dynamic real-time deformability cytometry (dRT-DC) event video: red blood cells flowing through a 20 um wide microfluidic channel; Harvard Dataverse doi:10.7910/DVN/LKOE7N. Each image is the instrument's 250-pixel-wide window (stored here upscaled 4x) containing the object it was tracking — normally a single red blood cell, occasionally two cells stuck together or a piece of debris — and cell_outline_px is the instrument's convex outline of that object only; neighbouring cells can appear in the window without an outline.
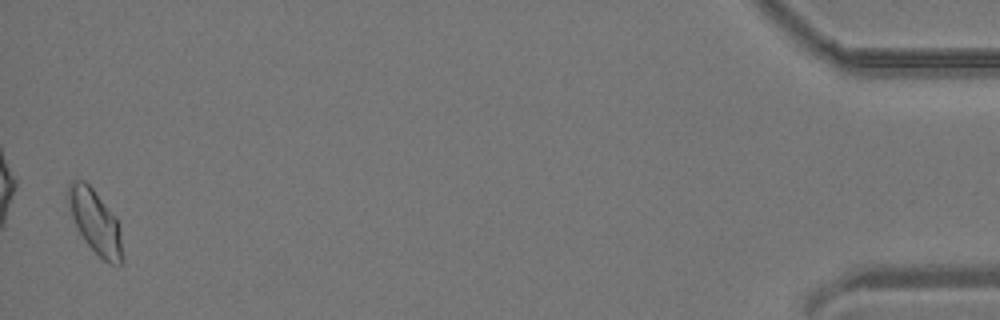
{"species": "common noctule bat (a hibernating species)", "species_latin": "Nyctalus noctula", "temperature_condition": "room temperature", "stored_images_in_passage": 40, "camera_frame_rate_fps": 3000, "um_per_image_px": 0.085, "animal": {"sex": "male", "body_mass_g": 19.2, "forearm_length_mm": 51.8}, "frame": {"image": 1, "passage_image": 40, "time_ms": 13.0, "image_size_px": [1000, 320], "cell_outline_px": [[124, 260], [120, 264], [108, 264], [84, 240], [68, 208], [68, 184], [72, 180], [84, 180], [92, 188], [116, 216], [120, 232]], "centroid_in_image_um": [8.11, 18.85], "position_along_channel_um": 427.1, "area_um2": 19.94}}